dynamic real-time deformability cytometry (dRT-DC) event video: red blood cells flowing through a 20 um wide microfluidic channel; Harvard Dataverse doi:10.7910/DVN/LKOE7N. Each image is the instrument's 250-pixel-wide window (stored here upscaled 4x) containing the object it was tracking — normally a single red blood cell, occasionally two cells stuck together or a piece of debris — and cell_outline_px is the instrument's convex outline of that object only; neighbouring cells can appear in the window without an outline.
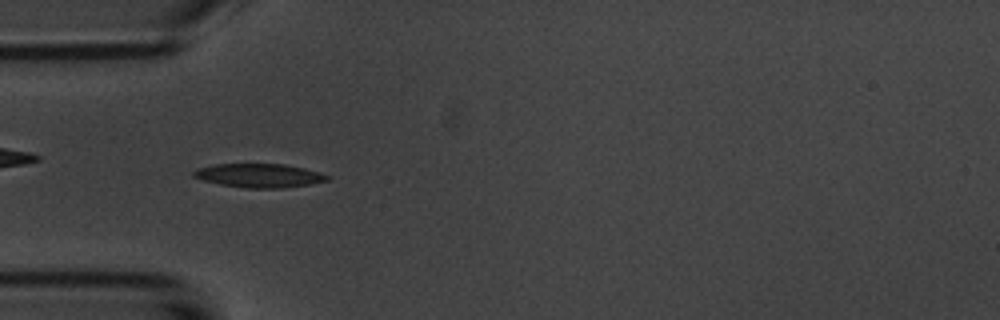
{"species": "common noctule bat (a hibernating species)", "species_latin": "Nyctalus noctula", "temperature_condition": "room temperature", "stored_images_in_passage": 45, "camera_frame_rate_fps": 3000, "um_per_image_px": 0.085, "animal": {"sex": "male", "body_mass_g": 20.1, "forearm_length_mm": 53.5}, "frame": {"image": 1, "passage_image": 7, "time_ms": 2.0, "image_size_px": [1000, 320], "cell_outline_px": [[328, 180], [308, 184], [284, 188], [244, 188], [220, 184], [204, 180], [192, 176], [192, 172], [196, 168], [216, 164], [284, 164], [304, 168], [320, 172], [328, 176]], "centroid_in_image_um": [22.0, 14.92], "position_along_channel_um": 63.0, "area_um2": 18.44}}
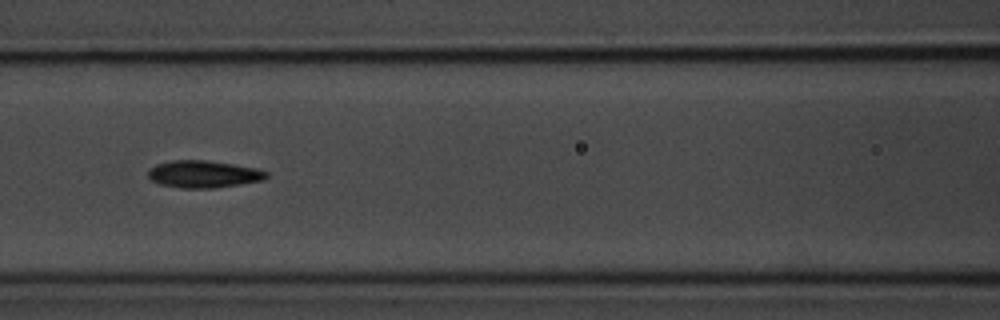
{"frame": {"image": 2, "passage_image": 14, "time_ms": 4.333, "image_size_px": [1000, 320], "cell_outline_px": [[268, 176], [264, 180], [216, 188], [180, 188], [160, 184], [152, 180], [148, 176], [148, 172], [156, 164], [172, 160], [204, 160], [232, 164], [256, 168], [268, 172]], "centroid_in_image_um": [17.31, 14.8], "position_along_channel_um": 149.3, "area_um2": 18.67}}
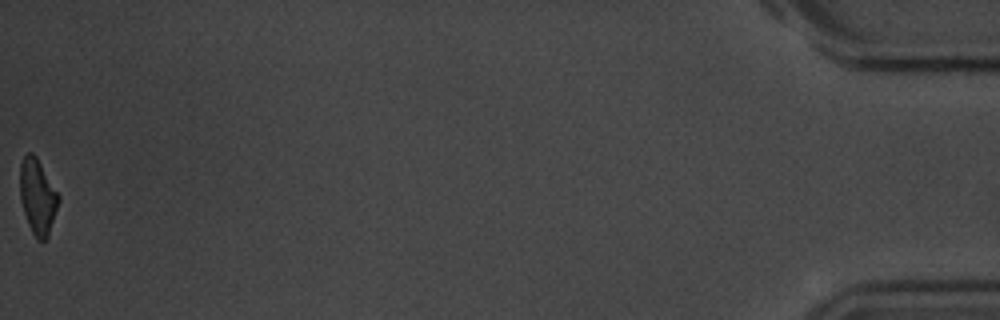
{"frame": {"image": 3, "passage_image": 45, "time_ms": 14.667, "image_size_px": [1000, 320], "cell_outline_px": [[60, 200], [48, 236], [44, 240], [36, 240], [28, 224], [20, 200], [20, 164], [24, 156], [28, 152], [32, 152], [36, 156], [60, 196]], "centroid_in_image_um": [3.19, 16.71], "position_along_channel_um": 432.0, "area_um2": 16.88}, "authors_computed_cell_mechanics": {"area_um2": 18.3804, "velocity_mm_per_s": 3.7101, "shape_relaxation_time_tau1_ms": 2.8939, "shape_relaxation_time_tau2_ms": 3.271, "deformation_change_tau1": 0.1249, "deformation_change_tau2": 0.1009}}